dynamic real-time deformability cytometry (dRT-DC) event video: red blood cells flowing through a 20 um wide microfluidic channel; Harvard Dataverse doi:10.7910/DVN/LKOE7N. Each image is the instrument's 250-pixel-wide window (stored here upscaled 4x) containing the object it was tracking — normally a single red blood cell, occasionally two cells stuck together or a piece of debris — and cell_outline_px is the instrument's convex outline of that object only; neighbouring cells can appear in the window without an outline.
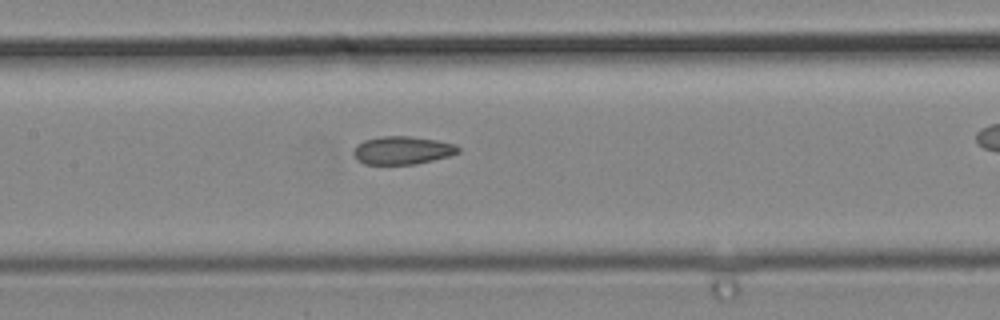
{"species": "common noctule bat (a hibernating species)", "species_latin": "Nyctalus noctula", "temperature_condition": "cold", "stored_images_in_passage": 6, "segment_of_instrument_passage": [1, 2], "camera_frame_rate_fps": 3000, "um_per_image_px": 0.085, "animal": {"sex": "male", "body_mass_g": 19.2, "forearm_length_mm": 51.8}, "frame": {"image": 1, "passage_image": 5, "time_ms": 1.333, "image_size_px": [1000, 320], "cell_outline_px": [[460, 152], [448, 156], [416, 164], [364, 164], [356, 160], [352, 152], [356, 144], [364, 140], [380, 136], [408, 136], [436, 140], [456, 144], [460, 148]], "centroid_in_image_um": [34.17, 12.77], "position_along_channel_um": 173.2, "area_um2": 17.22}}